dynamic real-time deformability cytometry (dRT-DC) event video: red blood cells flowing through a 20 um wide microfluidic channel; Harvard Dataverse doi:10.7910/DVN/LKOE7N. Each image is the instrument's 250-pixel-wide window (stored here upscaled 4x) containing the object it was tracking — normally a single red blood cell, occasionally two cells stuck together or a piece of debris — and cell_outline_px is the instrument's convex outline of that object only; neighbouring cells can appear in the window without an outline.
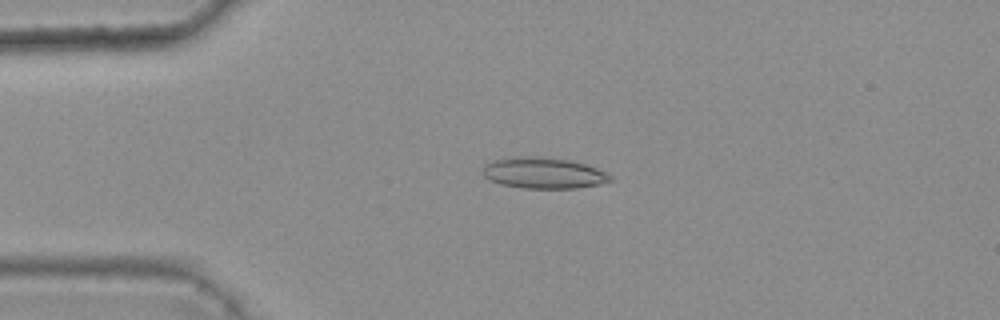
{"species": "common noctule bat (a hibernating species)", "species_latin": "Nyctalus noctula", "temperature_condition": "warm", "stored_images_in_passage": 4, "camera_frame_rate_fps": 3000, "um_per_image_px": 0.085, "animal": {"sex": "female", "body_mass_g": 25.1}, "frame": {"image": 1, "passage_image": 3, "time_ms": 0.667, "image_size_px": [1000, 320], "cell_outline_px": [[612, 180], [600, 184], [576, 188], [524, 188], [500, 184], [488, 180], [480, 172], [484, 164], [492, 160], [520, 156], [536, 156], [568, 160], [584, 164], [596, 168], [612, 176]], "centroid_in_image_um": [46.13, 14.7], "position_along_channel_um": 38.9, "area_um2": 23.12}}